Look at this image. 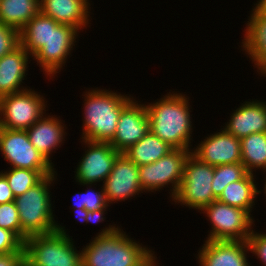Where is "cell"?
<instances>
[{
  "label": "cell",
  "mask_w": 266,
  "mask_h": 266,
  "mask_svg": "<svg viewBox=\"0 0 266 266\" xmlns=\"http://www.w3.org/2000/svg\"><path fill=\"white\" fill-rule=\"evenodd\" d=\"M109 225L81 250L82 266H151L154 252L126 235L120 227Z\"/></svg>",
  "instance_id": "obj_1"
},
{
  "label": "cell",
  "mask_w": 266,
  "mask_h": 266,
  "mask_svg": "<svg viewBox=\"0 0 266 266\" xmlns=\"http://www.w3.org/2000/svg\"><path fill=\"white\" fill-rule=\"evenodd\" d=\"M172 93L155 103L145 104L149 130L173 149L191 150L193 126L189 98L182 93Z\"/></svg>",
  "instance_id": "obj_2"
},
{
  "label": "cell",
  "mask_w": 266,
  "mask_h": 266,
  "mask_svg": "<svg viewBox=\"0 0 266 266\" xmlns=\"http://www.w3.org/2000/svg\"><path fill=\"white\" fill-rule=\"evenodd\" d=\"M82 140L110 143L122 110L134 99L106 89H91L84 95Z\"/></svg>",
  "instance_id": "obj_3"
},
{
  "label": "cell",
  "mask_w": 266,
  "mask_h": 266,
  "mask_svg": "<svg viewBox=\"0 0 266 266\" xmlns=\"http://www.w3.org/2000/svg\"><path fill=\"white\" fill-rule=\"evenodd\" d=\"M57 173L45 176L38 184L14 200L21 224V241L34 235L56 231L58 223L53 217L50 187ZM56 178V179H55Z\"/></svg>",
  "instance_id": "obj_4"
},
{
  "label": "cell",
  "mask_w": 266,
  "mask_h": 266,
  "mask_svg": "<svg viewBox=\"0 0 266 266\" xmlns=\"http://www.w3.org/2000/svg\"><path fill=\"white\" fill-rule=\"evenodd\" d=\"M66 233L59 224L54 232L28 237L24 241L25 266H82L81 250L77 251Z\"/></svg>",
  "instance_id": "obj_5"
},
{
  "label": "cell",
  "mask_w": 266,
  "mask_h": 266,
  "mask_svg": "<svg viewBox=\"0 0 266 266\" xmlns=\"http://www.w3.org/2000/svg\"><path fill=\"white\" fill-rule=\"evenodd\" d=\"M213 176L214 166L201 161L190 152L184 164L181 186L172 201L202 210L217 199L212 192Z\"/></svg>",
  "instance_id": "obj_6"
},
{
  "label": "cell",
  "mask_w": 266,
  "mask_h": 266,
  "mask_svg": "<svg viewBox=\"0 0 266 266\" xmlns=\"http://www.w3.org/2000/svg\"><path fill=\"white\" fill-rule=\"evenodd\" d=\"M201 212L207 214L212 224V230L206 240L247 241L251 235L254 218L244 209L230 206L216 199L205 206Z\"/></svg>",
  "instance_id": "obj_7"
},
{
  "label": "cell",
  "mask_w": 266,
  "mask_h": 266,
  "mask_svg": "<svg viewBox=\"0 0 266 266\" xmlns=\"http://www.w3.org/2000/svg\"><path fill=\"white\" fill-rule=\"evenodd\" d=\"M45 98L26 89L0 97V128L27 130L46 112Z\"/></svg>",
  "instance_id": "obj_8"
},
{
  "label": "cell",
  "mask_w": 266,
  "mask_h": 266,
  "mask_svg": "<svg viewBox=\"0 0 266 266\" xmlns=\"http://www.w3.org/2000/svg\"><path fill=\"white\" fill-rule=\"evenodd\" d=\"M192 150L172 149L158 161L139 166V181L143 192L161 190L171 185L170 198H174L181 186L184 164Z\"/></svg>",
  "instance_id": "obj_9"
},
{
  "label": "cell",
  "mask_w": 266,
  "mask_h": 266,
  "mask_svg": "<svg viewBox=\"0 0 266 266\" xmlns=\"http://www.w3.org/2000/svg\"><path fill=\"white\" fill-rule=\"evenodd\" d=\"M0 152L10 168L56 170L29 141L26 130L0 128Z\"/></svg>",
  "instance_id": "obj_10"
},
{
  "label": "cell",
  "mask_w": 266,
  "mask_h": 266,
  "mask_svg": "<svg viewBox=\"0 0 266 266\" xmlns=\"http://www.w3.org/2000/svg\"><path fill=\"white\" fill-rule=\"evenodd\" d=\"M79 32L73 26L65 24L51 27L50 40L32 56L47 77L53 76L50 79H53L54 75L56 76L65 65L68 55L71 54V50L75 46Z\"/></svg>",
  "instance_id": "obj_11"
},
{
  "label": "cell",
  "mask_w": 266,
  "mask_h": 266,
  "mask_svg": "<svg viewBox=\"0 0 266 266\" xmlns=\"http://www.w3.org/2000/svg\"><path fill=\"white\" fill-rule=\"evenodd\" d=\"M88 149L81 157L75 179L81 185L91 187L94 183L104 181L109 176L115 159L120 154L110 143L82 140Z\"/></svg>",
  "instance_id": "obj_12"
},
{
  "label": "cell",
  "mask_w": 266,
  "mask_h": 266,
  "mask_svg": "<svg viewBox=\"0 0 266 266\" xmlns=\"http://www.w3.org/2000/svg\"><path fill=\"white\" fill-rule=\"evenodd\" d=\"M102 187L109 205L136 197L135 195L143 193L139 181V167L124 153H120Z\"/></svg>",
  "instance_id": "obj_13"
},
{
  "label": "cell",
  "mask_w": 266,
  "mask_h": 266,
  "mask_svg": "<svg viewBox=\"0 0 266 266\" xmlns=\"http://www.w3.org/2000/svg\"><path fill=\"white\" fill-rule=\"evenodd\" d=\"M149 131V117L145 104L133 99L121 112L116 132L110 144L123 153Z\"/></svg>",
  "instance_id": "obj_14"
},
{
  "label": "cell",
  "mask_w": 266,
  "mask_h": 266,
  "mask_svg": "<svg viewBox=\"0 0 266 266\" xmlns=\"http://www.w3.org/2000/svg\"><path fill=\"white\" fill-rule=\"evenodd\" d=\"M191 152L212 166L241 162L240 139L222 128L221 131L205 137Z\"/></svg>",
  "instance_id": "obj_15"
},
{
  "label": "cell",
  "mask_w": 266,
  "mask_h": 266,
  "mask_svg": "<svg viewBox=\"0 0 266 266\" xmlns=\"http://www.w3.org/2000/svg\"><path fill=\"white\" fill-rule=\"evenodd\" d=\"M247 241L206 240L198 252L199 266H250Z\"/></svg>",
  "instance_id": "obj_16"
},
{
  "label": "cell",
  "mask_w": 266,
  "mask_h": 266,
  "mask_svg": "<svg viewBox=\"0 0 266 266\" xmlns=\"http://www.w3.org/2000/svg\"><path fill=\"white\" fill-rule=\"evenodd\" d=\"M252 13L247 21L243 51L254 62V67L261 75L266 73V11L258 4H254ZM257 65V66H256Z\"/></svg>",
  "instance_id": "obj_17"
},
{
  "label": "cell",
  "mask_w": 266,
  "mask_h": 266,
  "mask_svg": "<svg viewBox=\"0 0 266 266\" xmlns=\"http://www.w3.org/2000/svg\"><path fill=\"white\" fill-rule=\"evenodd\" d=\"M225 125L222 129L238 139L266 132V102L257 99L245 101L234 110Z\"/></svg>",
  "instance_id": "obj_18"
},
{
  "label": "cell",
  "mask_w": 266,
  "mask_h": 266,
  "mask_svg": "<svg viewBox=\"0 0 266 266\" xmlns=\"http://www.w3.org/2000/svg\"><path fill=\"white\" fill-rule=\"evenodd\" d=\"M46 116L45 114L30 128L27 135L33 146L54 166L51 155L53 150L61 147L65 141L66 131L61 119L58 117Z\"/></svg>",
  "instance_id": "obj_19"
},
{
  "label": "cell",
  "mask_w": 266,
  "mask_h": 266,
  "mask_svg": "<svg viewBox=\"0 0 266 266\" xmlns=\"http://www.w3.org/2000/svg\"><path fill=\"white\" fill-rule=\"evenodd\" d=\"M90 5L89 0H40V12L81 31L89 24Z\"/></svg>",
  "instance_id": "obj_20"
},
{
  "label": "cell",
  "mask_w": 266,
  "mask_h": 266,
  "mask_svg": "<svg viewBox=\"0 0 266 266\" xmlns=\"http://www.w3.org/2000/svg\"><path fill=\"white\" fill-rule=\"evenodd\" d=\"M31 55L19 44L10 53L0 58V97L28 88L22 85L28 70Z\"/></svg>",
  "instance_id": "obj_21"
},
{
  "label": "cell",
  "mask_w": 266,
  "mask_h": 266,
  "mask_svg": "<svg viewBox=\"0 0 266 266\" xmlns=\"http://www.w3.org/2000/svg\"><path fill=\"white\" fill-rule=\"evenodd\" d=\"M255 176L253 173H247L239 181L229 183L217 200L244 209L251 215L257 195L261 193V190L257 189Z\"/></svg>",
  "instance_id": "obj_22"
},
{
  "label": "cell",
  "mask_w": 266,
  "mask_h": 266,
  "mask_svg": "<svg viewBox=\"0 0 266 266\" xmlns=\"http://www.w3.org/2000/svg\"><path fill=\"white\" fill-rule=\"evenodd\" d=\"M59 23L39 12L19 32L20 45L31 57L51 38V27Z\"/></svg>",
  "instance_id": "obj_23"
},
{
  "label": "cell",
  "mask_w": 266,
  "mask_h": 266,
  "mask_svg": "<svg viewBox=\"0 0 266 266\" xmlns=\"http://www.w3.org/2000/svg\"><path fill=\"white\" fill-rule=\"evenodd\" d=\"M40 12V0H0V22L20 32Z\"/></svg>",
  "instance_id": "obj_24"
},
{
  "label": "cell",
  "mask_w": 266,
  "mask_h": 266,
  "mask_svg": "<svg viewBox=\"0 0 266 266\" xmlns=\"http://www.w3.org/2000/svg\"><path fill=\"white\" fill-rule=\"evenodd\" d=\"M172 149L149 130L136 144L130 146L123 153L139 167L158 161Z\"/></svg>",
  "instance_id": "obj_25"
},
{
  "label": "cell",
  "mask_w": 266,
  "mask_h": 266,
  "mask_svg": "<svg viewBox=\"0 0 266 266\" xmlns=\"http://www.w3.org/2000/svg\"><path fill=\"white\" fill-rule=\"evenodd\" d=\"M240 148L241 162L248 173L256 172L261 168L263 172H266V132L252 133L241 138Z\"/></svg>",
  "instance_id": "obj_26"
},
{
  "label": "cell",
  "mask_w": 266,
  "mask_h": 266,
  "mask_svg": "<svg viewBox=\"0 0 266 266\" xmlns=\"http://www.w3.org/2000/svg\"><path fill=\"white\" fill-rule=\"evenodd\" d=\"M0 173L6 178L10 189L16 198L38 184L45 176L54 174L56 171L10 168L5 172L2 170Z\"/></svg>",
  "instance_id": "obj_27"
},
{
  "label": "cell",
  "mask_w": 266,
  "mask_h": 266,
  "mask_svg": "<svg viewBox=\"0 0 266 266\" xmlns=\"http://www.w3.org/2000/svg\"><path fill=\"white\" fill-rule=\"evenodd\" d=\"M247 173L242 162L214 166V176L211 184L214 196L218 198L229 183L239 181Z\"/></svg>",
  "instance_id": "obj_28"
},
{
  "label": "cell",
  "mask_w": 266,
  "mask_h": 266,
  "mask_svg": "<svg viewBox=\"0 0 266 266\" xmlns=\"http://www.w3.org/2000/svg\"><path fill=\"white\" fill-rule=\"evenodd\" d=\"M75 198L74 205H72V207L74 206L73 209L85 208L94 211L109 207L103 188L100 192L99 190L95 192V190L89 188L86 192H78Z\"/></svg>",
  "instance_id": "obj_29"
},
{
  "label": "cell",
  "mask_w": 266,
  "mask_h": 266,
  "mask_svg": "<svg viewBox=\"0 0 266 266\" xmlns=\"http://www.w3.org/2000/svg\"><path fill=\"white\" fill-rule=\"evenodd\" d=\"M0 227L12 231L21 240V224L14 201L0 204Z\"/></svg>",
  "instance_id": "obj_30"
},
{
  "label": "cell",
  "mask_w": 266,
  "mask_h": 266,
  "mask_svg": "<svg viewBox=\"0 0 266 266\" xmlns=\"http://www.w3.org/2000/svg\"><path fill=\"white\" fill-rule=\"evenodd\" d=\"M20 44L19 32L0 22V58Z\"/></svg>",
  "instance_id": "obj_31"
},
{
  "label": "cell",
  "mask_w": 266,
  "mask_h": 266,
  "mask_svg": "<svg viewBox=\"0 0 266 266\" xmlns=\"http://www.w3.org/2000/svg\"><path fill=\"white\" fill-rule=\"evenodd\" d=\"M25 252L24 243L12 232L0 227V254Z\"/></svg>",
  "instance_id": "obj_32"
},
{
  "label": "cell",
  "mask_w": 266,
  "mask_h": 266,
  "mask_svg": "<svg viewBox=\"0 0 266 266\" xmlns=\"http://www.w3.org/2000/svg\"><path fill=\"white\" fill-rule=\"evenodd\" d=\"M247 242L251 251L250 253L256 255L261 264L263 263L266 266V234L252 230Z\"/></svg>",
  "instance_id": "obj_33"
},
{
  "label": "cell",
  "mask_w": 266,
  "mask_h": 266,
  "mask_svg": "<svg viewBox=\"0 0 266 266\" xmlns=\"http://www.w3.org/2000/svg\"><path fill=\"white\" fill-rule=\"evenodd\" d=\"M0 266H25V252L0 254Z\"/></svg>",
  "instance_id": "obj_34"
},
{
  "label": "cell",
  "mask_w": 266,
  "mask_h": 266,
  "mask_svg": "<svg viewBox=\"0 0 266 266\" xmlns=\"http://www.w3.org/2000/svg\"><path fill=\"white\" fill-rule=\"evenodd\" d=\"M15 200L6 178L0 173V204L9 203Z\"/></svg>",
  "instance_id": "obj_35"
},
{
  "label": "cell",
  "mask_w": 266,
  "mask_h": 266,
  "mask_svg": "<svg viewBox=\"0 0 266 266\" xmlns=\"http://www.w3.org/2000/svg\"><path fill=\"white\" fill-rule=\"evenodd\" d=\"M105 211L107 208H101L99 210H87L86 224L89 222L97 223L104 221L106 218L104 217Z\"/></svg>",
  "instance_id": "obj_36"
},
{
  "label": "cell",
  "mask_w": 266,
  "mask_h": 266,
  "mask_svg": "<svg viewBox=\"0 0 266 266\" xmlns=\"http://www.w3.org/2000/svg\"><path fill=\"white\" fill-rule=\"evenodd\" d=\"M73 210H75L78 220L86 223L87 210L85 208H75Z\"/></svg>",
  "instance_id": "obj_37"
},
{
  "label": "cell",
  "mask_w": 266,
  "mask_h": 266,
  "mask_svg": "<svg viewBox=\"0 0 266 266\" xmlns=\"http://www.w3.org/2000/svg\"><path fill=\"white\" fill-rule=\"evenodd\" d=\"M257 3L266 11V0H258Z\"/></svg>",
  "instance_id": "obj_38"
},
{
  "label": "cell",
  "mask_w": 266,
  "mask_h": 266,
  "mask_svg": "<svg viewBox=\"0 0 266 266\" xmlns=\"http://www.w3.org/2000/svg\"><path fill=\"white\" fill-rule=\"evenodd\" d=\"M265 179H266V178H265ZM264 181H265V184H264V188H263V189H264V192H263V193H264L265 196H266V180H264Z\"/></svg>",
  "instance_id": "obj_39"
},
{
  "label": "cell",
  "mask_w": 266,
  "mask_h": 266,
  "mask_svg": "<svg viewBox=\"0 0 266 266\" xmlns=\"http://www.w3.org/2000/svg\"><path fill=\"white\" fill-rule=\"evenodd\" d=\"M157 264L159 263L155 261L151 266H158Z\"/></svg>",
  "instance_id": "obj_40"
}]
</instances>
